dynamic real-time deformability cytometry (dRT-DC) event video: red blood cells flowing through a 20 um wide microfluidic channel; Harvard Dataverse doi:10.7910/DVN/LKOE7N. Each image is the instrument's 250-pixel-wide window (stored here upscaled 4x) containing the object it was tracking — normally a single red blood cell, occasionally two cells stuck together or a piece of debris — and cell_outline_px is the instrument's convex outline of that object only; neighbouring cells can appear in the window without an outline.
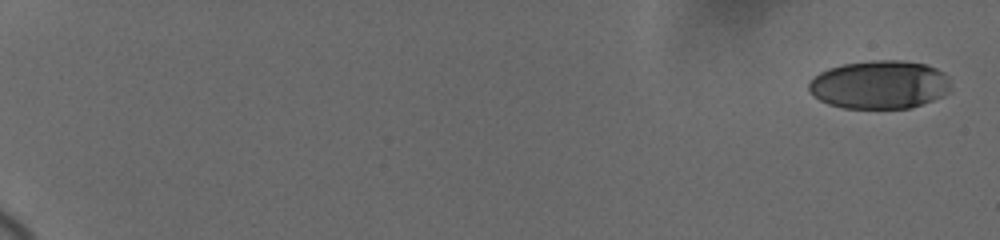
{"species": "human", "species_latin": "Homo sapiens", "temperature_condition": "cold", "stored_images_in_passage": 20, "camera_frame_rate_fps": 3000, "um_per_image_px": 0.085, "donor": {"sex": "female"}, "frame": {"image": 1, "passage_image": 1, "time_ms": 0.0, "image_size_px": [1000, 240], "cell_outline_px": [[948, 92], [932, 100], [908, 108], [844, 108], [828, 104], [820, 100], [808, 92], [808, 84], [820, 72], [828, 68], [844, 64], [872, 60], [900, 60], [924, 64], [936, 68], [944, 72], [948, 80]], "centroid_in_image_um": [74.72, 7.19], "position_along_channel_um": 10.3, "area_um2": 39.71}}
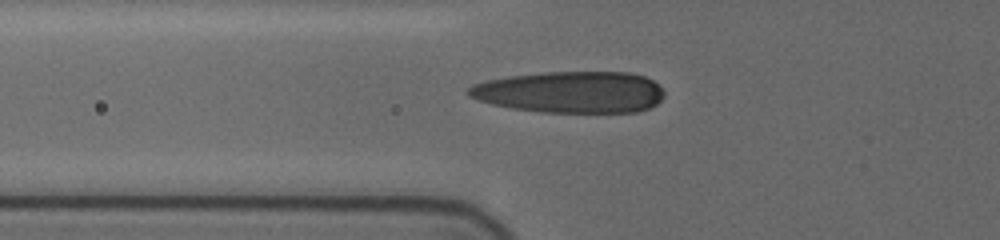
{"frame": {"image": 2, "passage_image": 17, "time_ms": 7.667, "image_size_px": [1000, 240], "cell_outline_px": [[664, 96], [656, 104], [648, 108], [636, 112], [540, 112], [512, 108], [492, 104], [476, 100], [468, 96], [464, 92], [472, 84], [484, 80], [508, 76], [544, 72], [628, 72], [644, 76], [660, 84], [664, 92]], "centroid_in_image_um": [48.46, 7.82], "position_along_channel_um": 77.3, "area_um2": 47.86}}
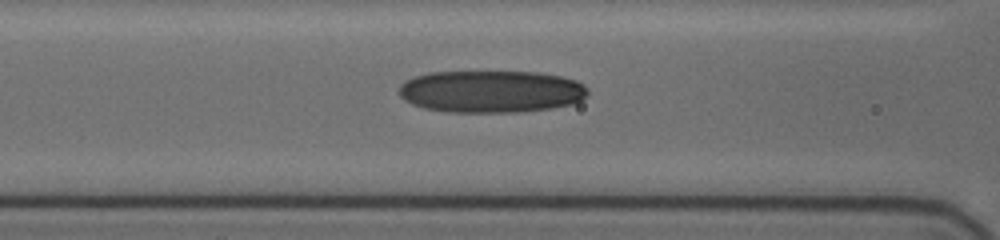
{"frame": {"image": 3, "passage_image": 20, "time_ms": 9.0, "image_size_px": [1000, 240], "cell_outline_px": [[588, 92], [580, 100], [572, 104], [552, 108], [516, 112], [448, 112], [424, 108], [412, 104], [404, 100], [400, 96], [400, 84], [404, 80], [428, 72], [536, 72], [560, 76], [576, 80], [584, 84], [588, 88]], "centroid_in_image_um": [41.73, 7.78], "position_along_channel_um": 124.9, "area_um2": 46.59}}